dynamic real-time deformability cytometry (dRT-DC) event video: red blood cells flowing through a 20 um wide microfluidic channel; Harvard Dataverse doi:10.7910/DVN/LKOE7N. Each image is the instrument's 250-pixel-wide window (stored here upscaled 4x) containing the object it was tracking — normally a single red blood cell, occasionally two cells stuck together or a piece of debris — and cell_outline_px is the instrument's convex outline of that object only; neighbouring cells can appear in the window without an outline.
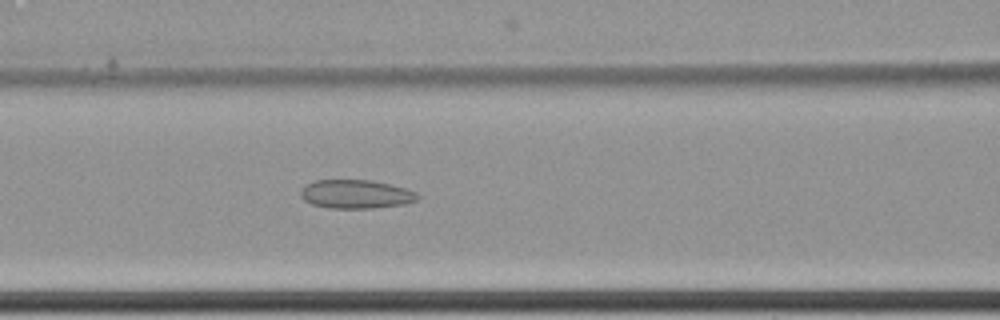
{"species": "common noctule bat (a hibernating species)", "species_latin": "Nyctalus noctula", "temperature_condition": "cold", "stored_images_in_passage": 9, "camera_frame_rate_fps": 3000, "um_per_image_px": 0.085, "animal": {"sex": "female", "body_mass_g": 22.7, "forearm_length_mm": 54.2}, "frame": {"image": 1, "passage_image": 9, "time_ms": 2.667, "image_size_px": [1000, 320], "cell_outline_px": [[420, 196], [416, 200], [404, 204], [372, 208], [328, 208], [312, 204], [304, 200], [300, 196], [300, 192], [312, 180], [372, 180], [408, 188], [416, 192]], "centroid_in_image_um": [30.27, 16.5], "position_along_channel_um": 136.3, "area_um2": 19.59}}